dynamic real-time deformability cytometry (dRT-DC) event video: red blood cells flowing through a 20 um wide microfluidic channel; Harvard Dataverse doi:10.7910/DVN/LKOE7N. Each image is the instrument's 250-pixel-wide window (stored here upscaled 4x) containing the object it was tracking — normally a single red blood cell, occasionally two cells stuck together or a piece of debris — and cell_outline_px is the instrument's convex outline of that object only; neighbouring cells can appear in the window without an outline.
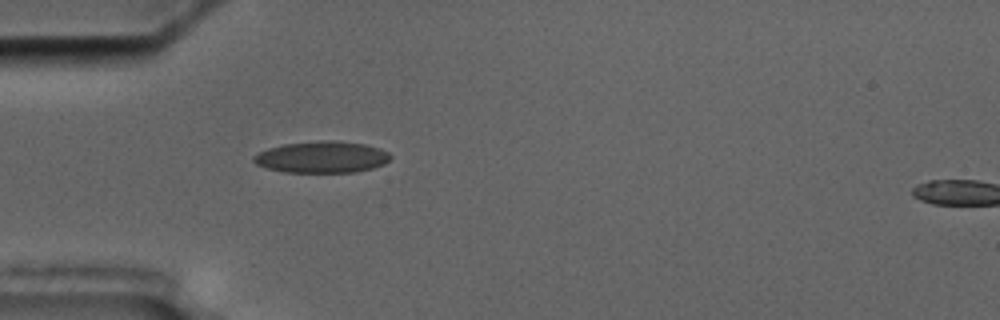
{"species": "common noctule bat (a hibernating species)", "species_latin": "Nyctalus noctula", "temperature_condition": "cold", "stored_images_in_passage": 5, "camera_frame_rate_fps": 3000, "um_per_image_px": 0.085, "animal": {"sex": "male", "body_mass_g": 17.5, "forearm_length_mm": 52.3}, "frame": {"image": 1, "passage_image": 4, "time_ms": 3.667, "image_size_px": [1000, 320], "cell_outline_px": [[392, 156], [384, 164], [372, 168], [356, 172], [284, 172], [268, 168], [256, 164], [252, 160], [252, 156], [268, 148], [284, 144], [320, 140], [332, 140], [364, 144], [380, 148], [388, 152]], "centroid_in_image_um": [27.36, 13.35], "position_along_channel_um": 57.6, "area_um2": 25.14}}